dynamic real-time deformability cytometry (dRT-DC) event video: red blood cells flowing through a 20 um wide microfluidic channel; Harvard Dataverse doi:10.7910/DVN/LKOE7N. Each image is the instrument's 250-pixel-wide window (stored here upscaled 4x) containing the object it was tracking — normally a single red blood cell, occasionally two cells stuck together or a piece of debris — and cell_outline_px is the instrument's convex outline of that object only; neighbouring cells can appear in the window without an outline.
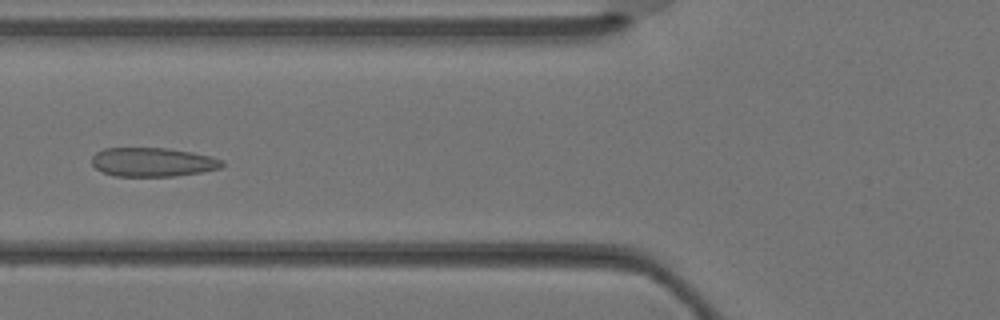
{"species": "Egyptian fruit bat (a non-hibernating species)", "species_latin": "Rousettus aegyptiacus", "temperature_condition": "warm", "stored_images_in_passage": 3, "camera_frame_rate_fps": 3000, "um_per_image_px": 0.085, "animal": {"sex": "female"}, "frame": {"image": 1, "passage_image": 3, "time_ms": 0.667, "image_size_px": [1000, 320], "cell_outline_px": [[224, 164], [220, 168], [200, 172], [172, 176], [116, 176], [104, 172], [96, 168], [92, 164], [92, 156], [96, 152], [104, 148], [168, 148], [192, 152], [224, 160]], "centroid_in_image_um": [12.97, 13.77], "position_along_channel_um": 112.8, "area_um2": 21.85}}